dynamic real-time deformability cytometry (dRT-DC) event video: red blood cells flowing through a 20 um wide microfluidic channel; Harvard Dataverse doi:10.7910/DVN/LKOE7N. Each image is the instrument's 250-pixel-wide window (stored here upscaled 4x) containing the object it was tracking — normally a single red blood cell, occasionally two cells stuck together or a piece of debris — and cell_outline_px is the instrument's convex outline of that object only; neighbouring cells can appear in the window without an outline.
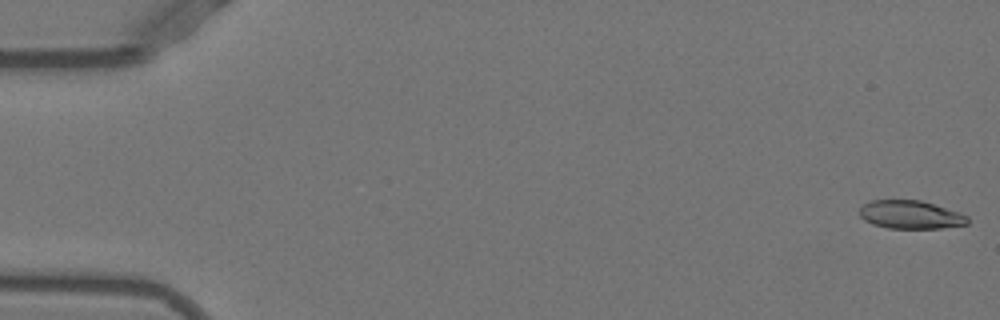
{"species": "Egyptian fruit bat (a non-hibernating species)", "species_latin": "Rousettus aegyptiacus", "temperature_condition": "warm", "stored_images_in_passage": 34, "camera_frame_rate_fps": 3000, "um_per_image_px": 0.085, "animal": {"sex": "female"}, "frame": {"image": 1, "passage_image": 1, "time_ms": 0.0, "image_size_px": [1000, 320], "cell_outline_px": [[968, 224], [940, 228], [888, 228], [872, 224], [864, 220], [860, 216], [860, 208], [864, 204], [872, 200], [920, 200], [960, 212], [968, 216]], "centroid_in_image_um": [77.4, 18.25], "position_along_channel_um": 7.6, "area_um2": 17.74}}
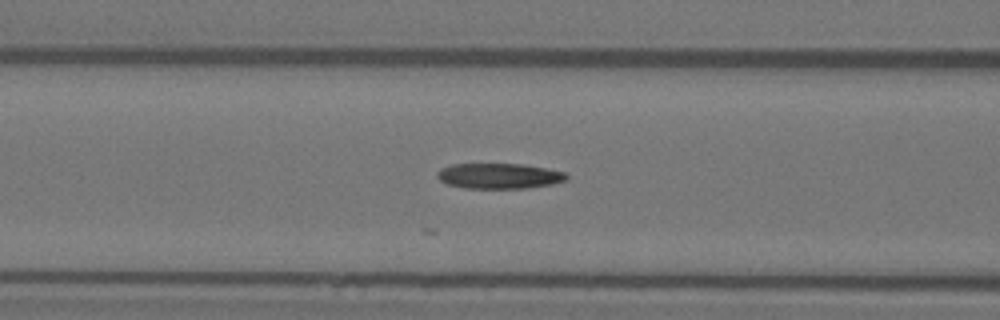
{"frame": {"image": 2, "passage_image": 21, "time_ms": 6.667, "image_size_px": [1000, 320], "cell_outline_px": [[568, 180], [552, 184], [528, 188], [464, 188], [448, 184], [440, 180], [436, 176], [436, 172], [440, 168], [452, 164], [524, 164], [564, 172], [568, 176]], "centroid_in_image_um": [42.41, 14.95], "position_along_channel_um": 124.2, "area_um2": 19.19}}
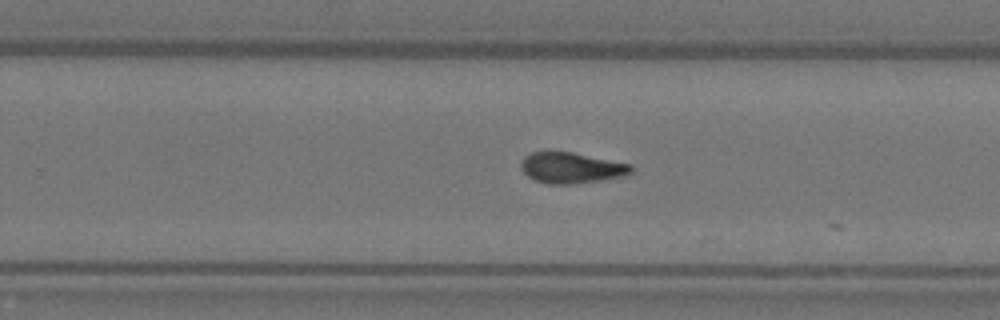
{"frame": {"image": 3, "passage_image": 33, "time_ms": 10.667, "image_size_px": [1000, 320], "cell_outline_px": [[632, 172], [624, 176], [600, 180], [572, 184], [548, 184], [532, 180], [520, 168], [520, 164], [524, 156], [532, 152], [572, 152], [632, 164]], "centroid_in_image_um": [48.54, 14.27], "position_along_channel_um": 281.3, "area_um2": 19.83}}